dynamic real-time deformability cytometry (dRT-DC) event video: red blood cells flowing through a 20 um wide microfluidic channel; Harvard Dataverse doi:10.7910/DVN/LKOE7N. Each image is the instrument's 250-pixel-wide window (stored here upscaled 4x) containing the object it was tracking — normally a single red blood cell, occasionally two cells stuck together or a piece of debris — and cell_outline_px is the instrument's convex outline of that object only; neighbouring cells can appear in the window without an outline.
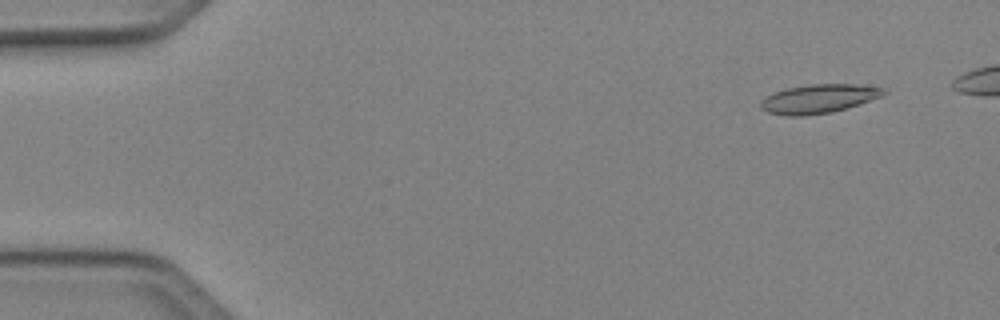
{"species": "Egyptian fruit bat (a non-hibernating species)", "species_latin": "Rousettus aegyptiacus", "temperature_condition": "cold", "stored_images_in_passage": 46, "camera_frame_rate_fps": 3000, "um_per_image_px": 0.085, "animal": {"sex": "female"}, "frame": {"image": 1, "passage_image": 4, "time_ms": 1.0, "image_size_px": [1000, 320], "cell_outline_px": [[888, 92], [880, 96], [832, 112], [804, 116], [788, 116], [768, 112], [760, 108], [760, 100], [776, 92], [788, 88], [812, 84], [852, 84], [880, 88]], "centroid_in_image_um": [69.51, 8.4], "position_along_channel_um": 15.5, "area_um2": 20.11}}
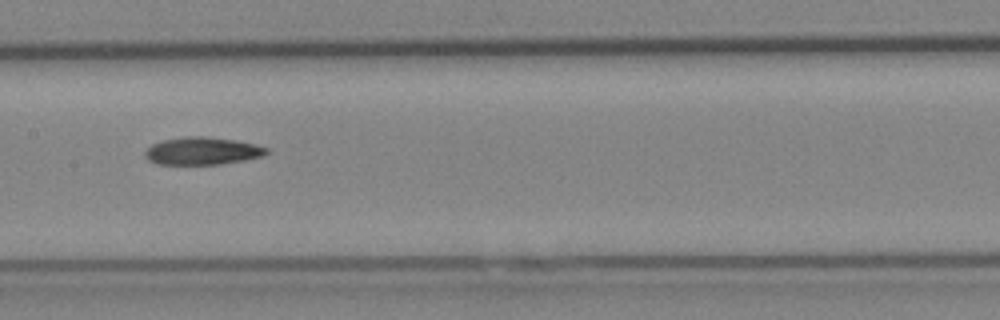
{"frame": {"image": 2, "passage_image": 25, "time_ms": 8.0, "image_size_px": [1000, 320], "cell_outline_px": [[268, 152], [264, 156], [244, 160], [220, 164], [156, 164], [148, 160], [144, 156], [144, 152], [152, 144], [164, 140], [184, 136], [204, 136], [236, 140], [256, 144], [268, 148]], "centroid_in_image_um": [17.2, 12.83], "position_along_channel_um": 190.2, "area_um2": 19.59}}
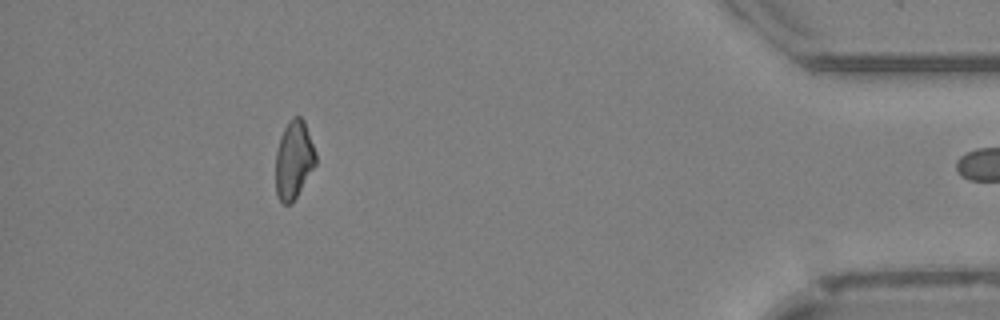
{"frame": {"image": 3, "passage_image": 45, "time_ms": 14.667, "image_size_px": [1000, 320], "cell_outline_px": [[316, 164], [296, 196], [288, 204], [284, 204], [276, 196], [276, 152], [280, 136], [288, 120], [292, 116], [300, 116], [304, 120], [316, 152]], "centroid_in_image_um": [24.97, 13.53], "position_along_channel_um": 410.2, "area_um2": 18.15}}